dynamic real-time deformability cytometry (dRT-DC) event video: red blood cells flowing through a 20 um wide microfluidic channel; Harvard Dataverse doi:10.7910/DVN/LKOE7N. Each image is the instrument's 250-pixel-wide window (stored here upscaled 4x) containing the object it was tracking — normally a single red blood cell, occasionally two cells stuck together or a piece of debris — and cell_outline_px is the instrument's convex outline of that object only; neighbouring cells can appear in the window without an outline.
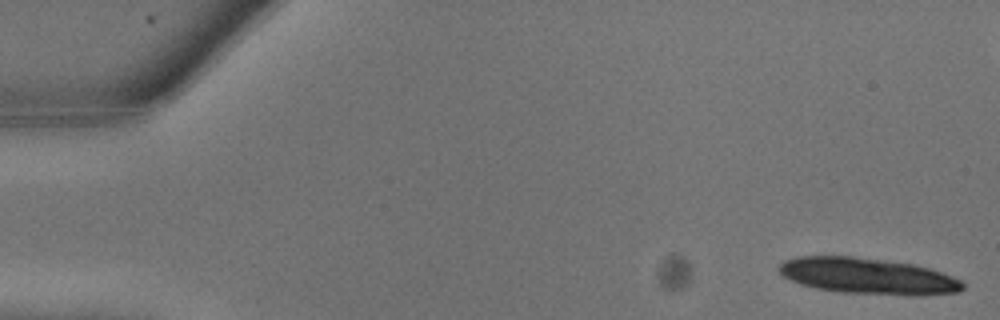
{"species": "common noctule bat (a hibernating species)", "species_latin": "Nyctalus noctula", "temperature_condition": "warm", "stored_images_in_passage": 14, "camera_frame_rate_fps": 3000, "um_per_image_px": 0.085, "animal": {"sex": "male", "body_mass_g": 13.3}, "frame": {"image": 1, "passage_image": 1, "time_ms": 0.0, "image_size_px": [1000, 320], "cell_outline_px": [[964, 288], [956, 292], [840, 292], [816, 288], [800, 284], [784, 276], [776, 268], [784, 260], [796, 256], [852, 256], [912, 264], [932, 268], [952, 276], [960, 280], [964, 284]], "centroid_in_image_um": [73.62, 23.4], "position_along_channel_um": 11.4, "area_um2": 37.05}}
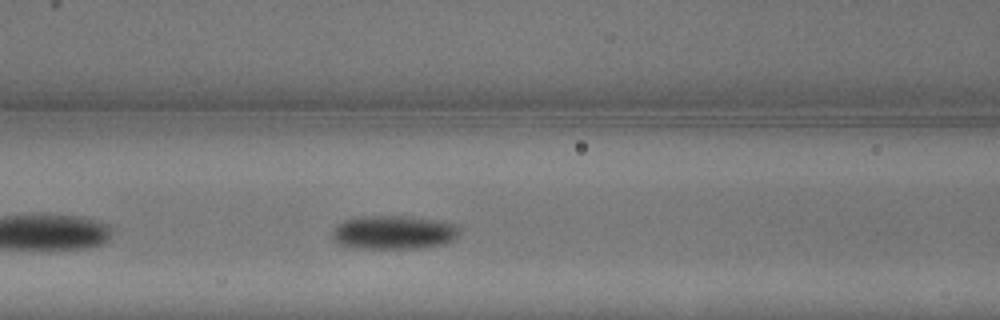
{"frame": {"image": 2, "passage_image": 11, "time_ms": 3.333, "image_size_px": [1000, 320], "cell_outline_px": [[460, 232], [452, 240], [444, 244], [416, 248], [360, 248], [340, 244], [332, 240], [332, 232], [344, 220], [360, 216], [404, 216], [440, 220], [456, 224], [460, 228]], "centroid_in_image_um": [33.49, 19.74], "position_along_channel_um": 133.1, "area_um2": 24.91}}
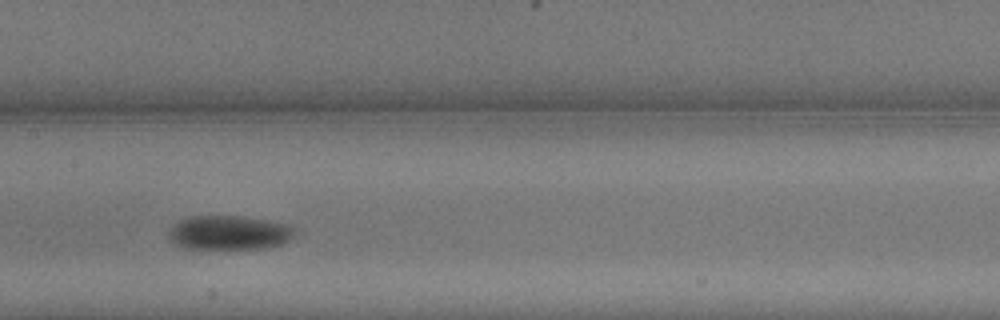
{"frame": {"image": 3, "passage_image": 13, "time_ms": 4.0, "image_size_px": [1000, 320], "cell_outline_px": [[292, 236], [288, 240], [280, 244], [260, 248], [184, 248], [176, 244], [172, 240], [172, 228], [180, 220], [188, 216], [240, 216], [268, 220], [284, 224], [292, 228]], "centroid_in_image_um": [19.46, 19.76], "position_along_channel_um": 187.9, "area_um2": 24.28}}